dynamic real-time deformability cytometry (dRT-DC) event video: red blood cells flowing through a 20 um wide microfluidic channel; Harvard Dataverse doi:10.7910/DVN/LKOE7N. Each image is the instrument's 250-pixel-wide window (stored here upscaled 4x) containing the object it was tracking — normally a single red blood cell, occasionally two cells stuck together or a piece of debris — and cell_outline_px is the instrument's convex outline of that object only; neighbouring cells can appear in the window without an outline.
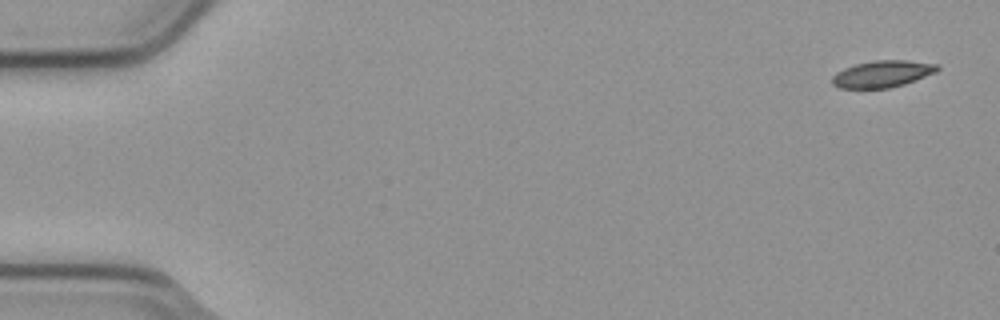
{"species": "common noctule bat (a hibernating species)", "species_latin": "Nyctalus noctula", "temperature_condition": "cold", "stored_images_in_passage": 5, "camera_frame_rate_fps": 3000, "um_per_image_px": 0.085, "animal": {"sex": "male", "body_mass_g": 23.1, "forearm_length_mm": 52.7}, "frame": {"image": 1, "passage_image": 1, "time_ms": 0.0, "image_size_px": [1000, 320], "cell_outline_px": [[940, 68], [936, 72], [904, 84], [888, 88], [840, 88], [832, 84], [832, 76], [836, 72], [844, 68], [856, 64], [876, 60], [908, 60], [940, 64]], "centroid_in_image_um": [75.02, 6.27], "position_along_channel_um": 10.0, "area_um2": 16.42}}
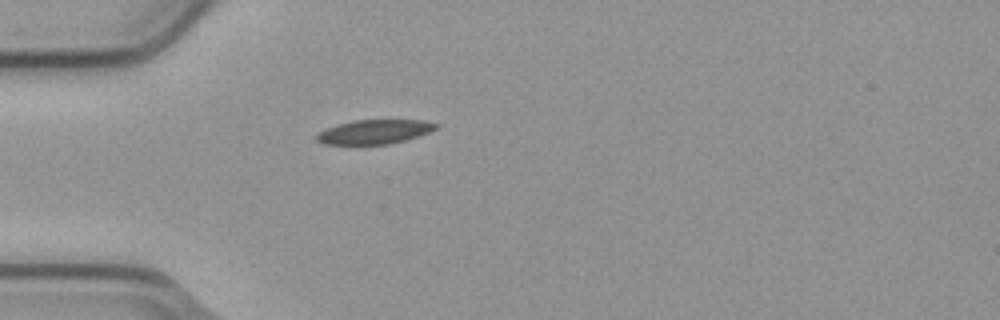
{"frame": {"image": 2, "passage_image": 5, "time_ms": 1.333, "image_size_px": [1000, 320], "cell_outline_px": [[440, 124], [436, 128], [420, 136], [388, 144], [324, 144], [316, 140], [316, 132], [324, 128], [352, 120], [424, 120]], "centroid_in_image_um": [31.79, 11.19], "position_along_channel_um": 53.2, "area_um2": 16.94}}